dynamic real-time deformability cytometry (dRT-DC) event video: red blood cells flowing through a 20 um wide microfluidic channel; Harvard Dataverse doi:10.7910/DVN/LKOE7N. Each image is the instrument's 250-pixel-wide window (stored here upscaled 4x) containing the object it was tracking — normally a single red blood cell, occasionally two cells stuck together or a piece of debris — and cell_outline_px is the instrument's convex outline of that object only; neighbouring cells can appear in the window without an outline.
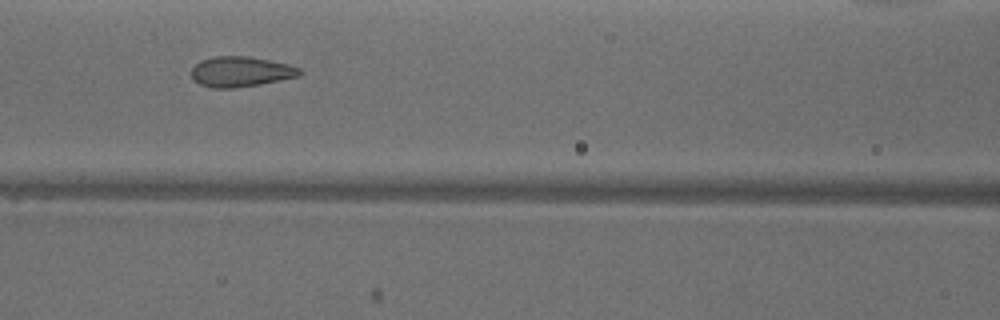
{"species": "common noctule bat (a hibernating species)", "species_latin": "Nyctalus noctula", "temperature_condition": "warm", "stored_images_in_passage": 25, "camera_frame_rate_fps": 3000, "um_per_image_px": 0.085, "animal": {"sex": "male", "body_mass_g": 18.8}, "frame": {"image": 1, "passage_image": 6, "time_ms": 1.667, "image_size_px": [1000, 320], "cell_outline_px": [[304, 72], [300, 76], [260, 84], [232, 88], [212, 88], [200, 84], [192, 76], [192, 68], [200, 60], [212, 56], [252, 56], [288, 64], [300, 68]], "centroid_in_image_um": [20.5, 6.08], "position_along_channel_um": 146.1, "area_um2": 19.19}}
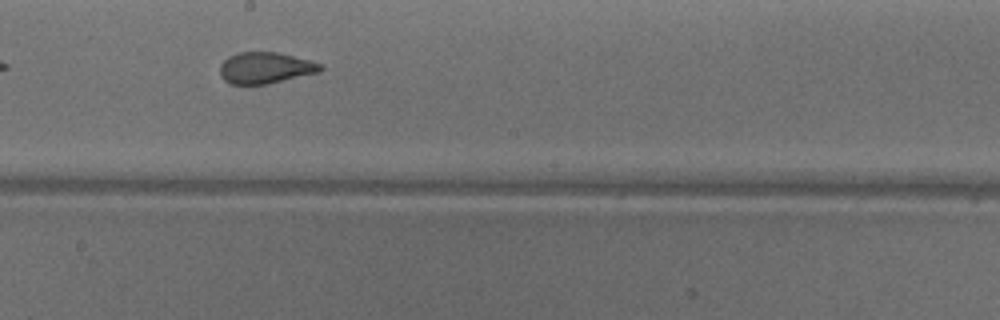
{"frame": {"image": 2, "passage_image": 12, "time_ms": 3.667, "image_size_px": [1000, 320], "cell_outline_px": [[324, 68], [320, 72], [268, 84], [232, 84], [224, 80], [220, 76], [220, 64], [228, 56], [236, 52], [276, 52], [324, 64]], "centroid_in_image_um": [22.55, 5.77], "position_along_channel_um": 225.6, "area_um2": 18.44}}
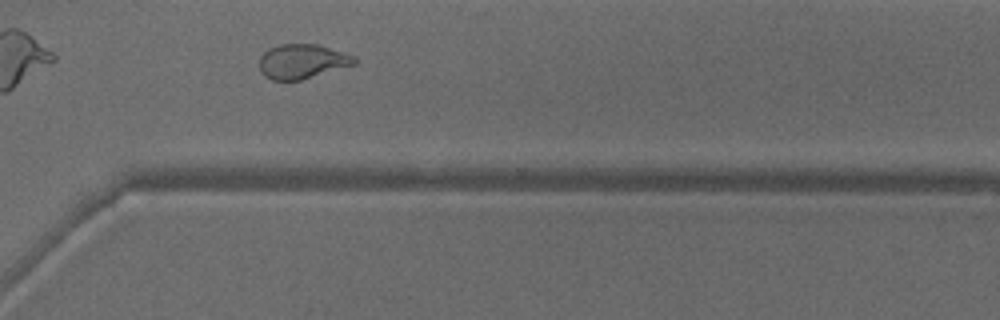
{"frame": {"image": 3, "passage_image": 21, "time_ms": 6.667, "image_size_px": [1000, 320], "cell_outline_px": [[356, 64], [300, 80], [272, 80], [264, 76], [260, 68], [260, 56], [268, 48], [280, 44], [316, 44], [356, 56]], "centroid_in_image_um": [25.68, 5.21], "position_along_channel_um": 344.9, "area_um2": 19.02}}